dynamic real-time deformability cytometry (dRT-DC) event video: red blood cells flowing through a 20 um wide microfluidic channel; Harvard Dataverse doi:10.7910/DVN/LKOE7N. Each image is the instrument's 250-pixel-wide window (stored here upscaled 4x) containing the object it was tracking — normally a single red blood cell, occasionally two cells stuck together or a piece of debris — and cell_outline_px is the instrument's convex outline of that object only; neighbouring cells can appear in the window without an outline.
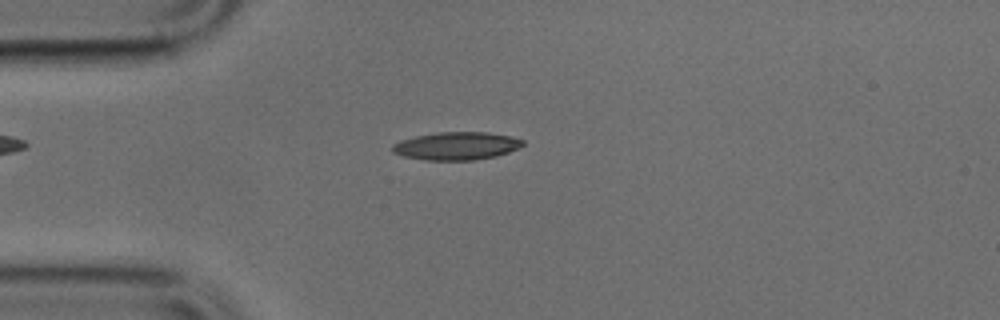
{"species": "common noctule bat (a hibernating species)", "species_latin": "Nyctalus noctula", "temperature_condition": "cold", "stored_images_in_passage": 48, "camera_frame_rate_fps": 3000, "um_per_image_px": 0.085, "animal": {"sex": "male", "body_mass_g": 17.9, "forearm_length_mm": 54.2}, "frame": {"image": 1, "passage_image": 11, "time_ms": 3.333, "image_size_px": [1000, 320], "cell_outline_px": [[524, 144], [520, 148], [496, 156], [476, 160], [424, 160], [404, 156], [392, 152], [392, 144], [400, 140], [416, 136], [436, 132], [488, 132], [512, 136], [524, 140]], "centroid_in_image_um": [38.82, 12.4], "position_along_channel_um": 46.2, "area_um2": 21.39}}
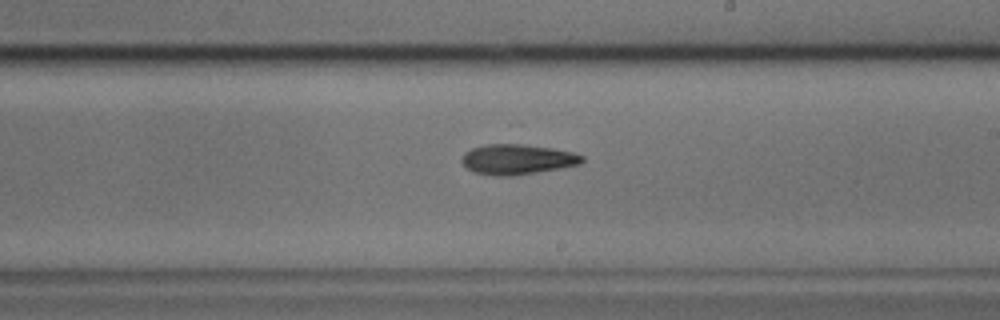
{"frame": {"image": 2, "passage_image": 27, "time_ms": 8.667, "image_size_px": [1000, 320], "cell_outline_px": [[584, 160], [580, 164], [560, 168], [508, 176], [500, 176], [476, 172], [468, 168], [460, 160], [464, 152], [472, 148], [488, 144], [524, 144], [552, 148], [572, 152], [584, 156]], "centroid_in_image_um": [43.97, 13.53], "position_along_channel_um": 245.0, "area_um2": 20.87}}
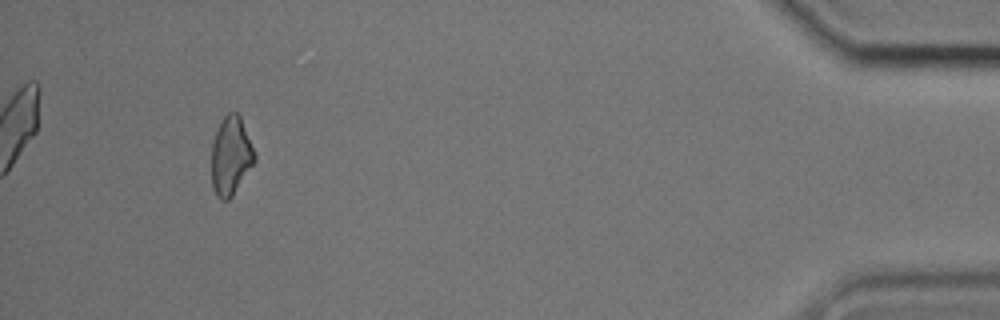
{"frame": {"image": 3, "passage_image": 45, "time_ms": 14.667, "image_size_px": [1000, 320], "cell_outline_px": [[256, 160], [232, 196], [228, 200], [220, 200], [216, 196], [212, 188], [212, 144], [220, 120], [228, 112], [236, 112], [240, 116], [256, 152]], "centroid_in_image_um": [19.62, 13.25], "position_along_channel_um": 415.6, "area_um2": 19.83}}